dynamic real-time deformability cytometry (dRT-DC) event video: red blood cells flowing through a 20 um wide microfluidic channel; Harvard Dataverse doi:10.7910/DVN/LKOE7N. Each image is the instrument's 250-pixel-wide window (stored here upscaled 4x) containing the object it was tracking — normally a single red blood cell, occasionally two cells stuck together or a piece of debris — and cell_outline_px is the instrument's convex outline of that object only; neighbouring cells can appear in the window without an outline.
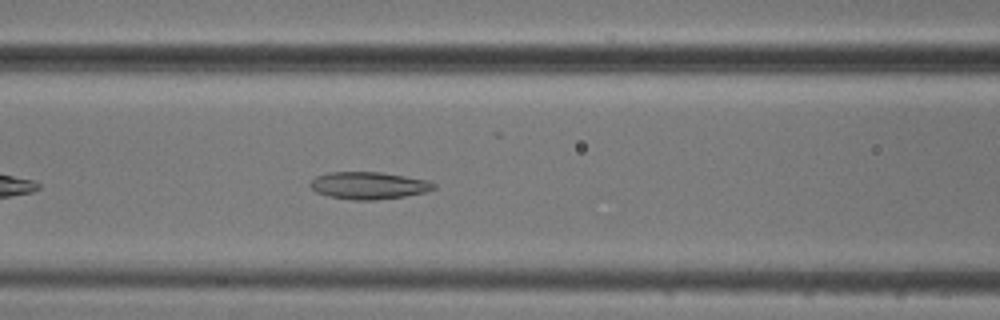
{"species": "common noctule bat (a hibernating species)", "species_latin": "Nyctalus noctula", "temperature_condition": "cold", "stored_images_in_passage": 40, "camera_frame_rate_fps": 3000, "um_per_image_px": 0.085, "animal": {"sex": "male", "body_mass_g": 20.5, "forearm_length_mm": 52.5}, "frame": {"image": 1, "passage_image": 9, "time_ms": 2.667, "image_size_px": [1000, 320], "cell_outline_px": [[436, 188], [424, 192], [404, 196], [376, 200], [352, 200], [328, 196], [316, 192], [308, 184], [316, 176], [328, 172], [380, 172], [428, 180], [436, 184]], "centroid_in_image_um": [31.32, 15.77], "position_along_channel_um": 135.3, "area_um2": 19.59}}
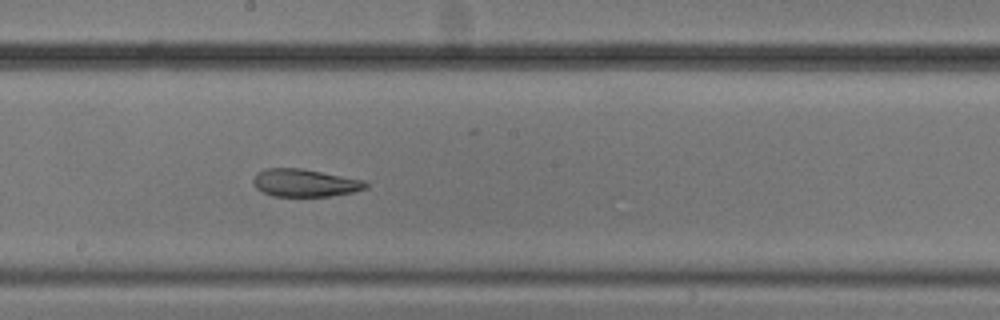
{"frame": {"image": 2, "passage_image": 16, "time_ms": 5.0, "image_size_px": [1000, 320], "cell_outline_px": [[368, 188], [352, 192], [332, 196], [272, 196], [256, 188], [252, 180], [256, 172], [264, 168], [300, 168], [364, 180], [368, 184]], "centroid_in_image_um": [25.89, 15.54], "position_along_channel_um": 222.3, "area_um2": 18.15}}
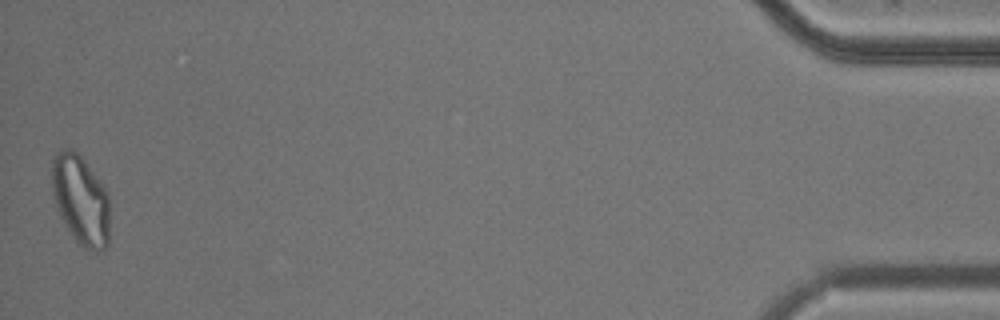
{"frame": {"image": 3, "passage_image": 40, "time_ms": 13.0, "image_size_px": [1000, 320], "cell_outline_px": [[108, 244], [100, 252], [96, 252], [84, 248], [76, 244], [60, 216], [56, 208], [52, 192], [52, 156], [60, 148], [72, 148], [84, 160], [108, 192]], "centroid_in_image_um": [6.83, 17.0], "position_along_channel_um": 428.4, "area_um2": 30.52}, "authors_computed_cell_mechanics": {"area_um2": 21.0392, "velocity_mm_per_s": 3.7316, "shape_relaxation_time_tau1_ms": null, "shape_relaxation_time_tau2_ms": 6.5743, "deformation_change_tau1": null, "deformation_change_tau2": 0.1259}}